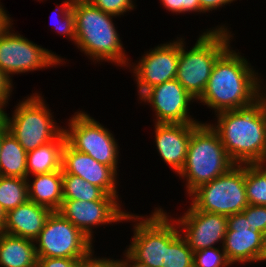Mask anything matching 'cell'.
Masks as SVG:
<instances>
[{"instance_id": "cell-29", "label": "cell", "mask_w": 266, "mask_h": 267, "mask_svg": "<svg viewBox=\"0 0 266 267\" xmlns=\"http://www.w3.org/2000/svg\"><path fill=\"white\" fill-rule=\"evenodd\" d=\"M60 6L62 7H59L60 9L58 8L55 11H57L58 13L60 11L62 15L59 18H61L62 20L57 21V26L54 25V28L58 31V33L66 35L69 39H71V41H74L75 43V15L72 11V5L69 0H65Z\"/></svg>"}, {"instance_id": "cell-19", "label": "cell", "mask_w": 266, "mask_h": 267, "mask_svg": "<svg viewBox=\"0 0 266 267\" xmlns=\"http://www.w3.org/2000/svg\"><path fill=\"white\" fill-rule=\"evenodd\" d=\"M51 212L50 209L28 200L6 213L2 232L34 241L44 228Z\"/></svg>"}, {"instance_id": "cell-16", "label": "cell", "mask_w": 266, "mask_h": 267, "mask_svg": "<svg viewBox=\"0 0 266 267\" xmlns=\"http://www.w3.org/2000/svg\"><path fill=\"white\" fill-rule=\"evenodd\" d=\"M262 241L263 233L250 231L242 212L227 216V231L222 247L231 264L260 261Z\"/></svg>"}, {"instance_id": "cell-38", "label": "cell", "mask_w": 266, "mask_h": 267, "mask_svg": "<svg viewBox=\"0 0 266 267\" xmlns=\"http://www.w3.org/2000/svg\"><path fill=\"white\" fill-rule=\"evenodd\" d=\"M12 21L9 17V14L6 13V10L0 4V36L3 32L11 25Z\"/></svg>"}, {"instance_id": "cell-33", "label": "cell", "mask_w": 266, "mask_h": 267, "mask_svg": "<svg viewBox=\"0 0 266 267\" xmlns=\"http://www.w3.org/2000/svg\"><path fill=\"white\" fill-rule=\"evenodd\" d=\"M82 259L38 258L36 267H81Z\"/></svg>"}, {"instance_id": "cell-6", "label": "cell", "mask_w": 266, "mask_h": 267, "mask_svg": "<svg viewBox=\"0 0 266 267\" xmlns=\"http://www.w3.org/2000/svg\"><path fill=\"white\" fill-rule=\"evenodd\" d=\"M192 205L200 211L230 216L248 205L245 190V164H235L227 172L195 189Z\"/></svg>"}, {"instance_id": "cell-14", "label": "cell", "mask_w": 266, "mask_h": 267, "mask_svg": "<svg viewBox=\"0 0 266 267\" xmlns=\"http://www.w3.org/2000/svg\"><path fill=\"white\" fill-rule=\"evenodd\" d=\"M139 99L154 108L155 123H200L188 115L189 103L195 98L176 79L150 88Z\"/></svg>"}, {"instance_id": "cell-30", "label": "cell", "mask_w": 266, "mask_h": 267, "mask_svg": "<svg viewBox=\"0 0 266 267\" xmlns=\"http://www.w3.org/2000/svg\"><path fill=\"white\" fill-rule=\"evenodd\" d=\"M242 213L247 218L250 231L261 233L266 231V206L248 205Z\"/></svg>"}, {"instance_id": "cell-18", "label": "cell", "mask_w": 266, "mask_h": 267, "mask_svg": "<svg viewBox=\"0 0 266 267\" xmlns=\"http://www.w3.org/2000/svg\"><path fill=\"white\" fill-rule=\"evenodd\" d=\"M199 123H155V143L158 154L175 173L185 165L192 130Z\"/></svg>"}, {"instance_id": "cell-20", "label": "cell", "mask_w": 266, "mask_h": 267, "mask_svg": "<svg viewBox=\"0 0 266 267\" xmlns=\"http://www.w3.org/2000/svg\"><path fill=\"white\" fill-rule=\"evenodd\" d=\"M28 183L29 201L44 206L51 211H59L63 203L62 171L33 175Z\"/></svg>"}, {"instance_id": "cell-27", "label": "cell", "mask_w": 266, "mask_h": 267, "mask_svg": "<svg viewBox=\"0 0 266 267\" xmlns=\"http://www.w3.org/2000/svg\"><path fill=\"white\" fill-rule=\"evenodd\" d=\"M245 190L249 205L266 206V174L256 164H245Z\"/></svg>"}, {"instance_id": "cell-28", "label": "cell", "mask_w": 266, "mask_h": 267, "mask_svg": "<svg viewBox=\"0 0 266 267\" xmlns=\"http://www.w3.org/2000/svg\"><path fill=\"white\" fill-rule=\"evenodd\" d=\"M232 264L227 260L222 247V252L218 248H204L194 252L193 267H228Z\"/></svg>"}, {"instance_id": "cell-15", "label": "cell", "mask_w": 266, "mask_h": 267, "mask_svg": "<svg viewBox=\"0 0 266 267\" xmlns=\"http://www.w3.org/2000/svg\"><path fill=\"white\" fill-rule=\"evenodd\" d=\"M174 221L179 229H183V237L193 252L214 247L218 242L223 246L227 216L200 211L191 204L187 212Z\"/></svg>"}, {"instance_id": "cell-4", "label": "cell", "mask_w": 266, "mask_h": 267, "mask_svg": "<svg viewBox=\"0 0 266 267\" xmlns=\"http://www.w3.org/2000/svg\"><path fill=\"white\" fill-rule=\"evenodd\" d=\"M231 37V32L222 25L199 35L189 51H185L183 39H179V60L175 79L195 101L203 94L215 61L231 46Z\"/></svg>"}, {"instance_id": "cell-39", "label": "cell", "mask_w": 266, "mask_h": 267, "mask_svg": "<svg viewBox=\"0 0 266 267\" xmlns=\"http://www.w3.org/2000/svg\"><path fill=\"white\" fill-rule=\"evenodd\" d=\"M8 102L0 100V132L8 130V114L4 111Z\"/></svg>"}, {"instance_id": "cell-25", "label": "cell", "mask_w": 266, "mask_h": 267, "mask_svg": "<svg viewBox=\"0 0 266 267\" xmlns=\"http://www.w3.org/2000/svg\"><path fill=\"white\" fill-rule=\"evenodd\" d=\"M28 200L27 179L0 175V205L6 213Z\"/></svg>"}, {"instance_id": "cell-5", "label": "cell", "mask_w": 266, "mask_h": 267, "mask_svg": "<svg viewBox=\"0 0 266 267\" xmlns=\"http://www.w3.org/2000/svg\"><path fill=\"white\" fill-rule=\"evenodd\" d=\"M234 165L218 132L210 123L200 122L192 130L185 165L179 175L186 178V191L190 195L199 186L221 176Z\"/></svg>"}, {"instance_id": "cell-8", "label": "cell", "mask_w": 266, "mask_h": 267, "mask_svg": "<svg viewBox=\"0 0 266 267\" xmlns=\"http://www.w3.org/2000/svg\"><path fill=\"white\" fill-rule=\"evenodd\" d=\"M70 118L69 127L67 130L64 128L66 142L97 162L110 166L117 173L119 150L110 130L82 111Z\"/></svg>"}, {"instance_id": "cell-44", "label": "cell", "mask_w": 266, "mask_h": 267, "mask_svg": "<svg viewBox=\"0 0 266 267\" xmlns=\"http://www.w3.org/2000/svg\"><path fill=\"white\" fill-rule=\"evenodd\" d=\"M2 149V132H0V154Z\"/></svg>"}, {"instance_id": "cell-35", "label": "cell", "mask_w": 266, "mask_h": 267, "mask_svg": "<svg viewBox=\"0 0 266 267\" xmlns=\"http://www.w3.org/2000/svg\"><path fill=\"white\" fill-rule=\"evenodd\" d=\"M12 79L3 71L0 70V100L9 101L12 92Z\"/></svg>"}, {"instance_id": "cell-3", "label": "cell", "mask_w": 266, "mask_h": 267, "mask_svg": "<svg viewBox=\"0 0 266 267\" xmlns=\"http://www.w3.org/2000/svg\"><path fill=\"white\" fill-rule=\"evenodd\" d=\"M75 15V45L94 61L107 60L128 66L125 50L116 31L112 17L92 3L72 5ZM124 50V51H123Z\"/></svg>"}, {"instance_id": "cell-45", "label": "cell", "mask_w": 266, "mask_h": 267, "mask_svg": "<svg viewBox=\"0 0 266 267\" xmlns=\"http://www.w3.org/2000/svg\"><path fill=\"white\" fill-rule=\"evenodd\" d=\"M262 98L266 101V94L262 93Z\"/></svg>"}, {"instance_id": "cell-42", "label": "cell", "mask_w": 266, "mask_h": 267, "mask_svg": "<svg viewBox=\"0 0 266 267\" xmlns=\"http://www.w3.org/2000/svg\"><path fill=\"white\" fill-rule=\"evenodd\" d=\"M93 0H69L71 5L79 4V3H91Z\"/></svg>"}, {"instance_id": "cell-32", "label": "cell", "mask_w": 266, "mask_h": 267, "mask_svg": "<svg viewBox=\"0 0 266 267\" xmlns=\"http://www.w3.org/2000/svg\"><path fill=\"white\" fill-rule=\"evenodd\" d=\"M162 5L171 12H202L199 0H160Z\"/></svg>"}, {"instance_id": "cell-7", "label": "cell", "mask_w": 266, "mask_h": 267, "mask_svg": "<svg viewBox=\"0 0 266 267\" xmlns=\"http://www.w3.org/2000/svg\"><path fill=\"white\" fill-rule=\"evenodd\" d=\"M12 118L8 117V131L26 152L58 138L64 128L58 127L42 96L33 93L17 104Z\"/></svg>"}, {"instance_id": "cell-10", "label": "cell", "mask_w": 266, "mask_h": 267, "mask_svg": "<svg viewBox=\"0 0 266 267\" xmlns=\"http://www.w3.org/2000/svg\"><path fill=\"white\" fill-rule=\"evenodd\" d=\"M152 213L143 219L127 212L124 221L132 219L138 223L134 225V236L126 251L140 263L162 267L167 249V213L162 208Z\"/></svg>"}, {"instance_id": "cell-41", "label": "cell", "mask_w": 266, "mask_h": 267, "mask_svg": "<svg viewBox=\"0 0 266 267\" xmlns=\"http://www.w3.org/2000/svg\"><path fill=\"white\" fill-rule=\"evenodd\" d=\"M6 222V212L2 209L0 205V232L3 231Z\"/></svg>"}, {"instance_id": "cell-43", "label": "cell", "mask_w": 266, "mask_h": 267, "mask_svg": "<svg viewBox=\"0 0 266 267\" xmlns=\"http://www.w3.org/2000/svg\"><path fill=\"white\" fill-rule=\"evenodd\" d=\"M266 161H263V162H259V163H256V165L266 174V167L264 165Z\"/></svg>"}, {"instance_id": "cell-37", "label": "cell", "mask_w": 266, "mask_h": 267, "mask_svg": "<svg viewBox=\"0 0 266 267\" xmlns=\"http://www.w3.org/2000/svg\"><path fill=\"white\" fill-rule=\"evenodd\" d=\"M124 256L126 257L125 260H118V267H151L149 265L138 262L127 251Z\"/></svg>"}, {"instance_id": "cell-36", "label": "cell", "mask_w": 266, "mask_h": 267, "mask_svg": "<svg viewBox=\"0 0 266 267\" xmlns=\"http://www.w3.org/2000/svg\"><path fill=\"white\" fill-rule=\"evenodd\" d=\"M233 1L235 0H199L202 13L207 11L209 12L214 9L216 10L217 8L227 5Z\"/></svg>"}, {"instance_id": "cell-11", "label": "cell", "mask_w": 266, "mask_h": 267, "mask_svg": "<svg viewBox=\"0 0 266 267\" xmlns=\"http://www.w3.org/2000/svg\"><path fill=\"white\" fill-rule=\"evenodd\" d=\"M12 24L0 36V70L9 77L62 64L58 55L29 41L18 33L10 32Z\"/></svg>"}, {"instance_id": "cell-2", "label": "cell", "mask_w": 266, "mask_h": 267, "mask_svg": "<svg viewBox=\"0 0 266 267\" xmlns=\"http://www.w3.org/2000/svg\"><path fill=\"white\" fill-rule=\"evenodd\" d=\"M221 142L235 164H256L266 161V101L216 114Z\"/></svg>"}, {"instance_id": "cell-34", "label": "cell", "mask_w": 266, "mask_h": 267, "mask_svg": "<svg viewBox=\"0 0 266 267\" xmlns=\"http://www.w3.org/2000/svg\"><path fill=\"white\" fill-rule=\"evenodd\" d=\"M93 250H91L84 258H82L81 267H118V260L110 258H93Z\"/></svg>"}, {"instance_id": "cell-13", "label": "cell", "mask_w": 266, "mask_h": 267, "mask_svg": "<svg viewBox=\"0 0 266 267\" xmlns=\"http://www.w3.org/2000/svg\"><path fill=\"white\" fill-rule=\"evenodd\" d=\"M144 54L133 72L139 98L150 88L176 78L179 60V39L156 46Z\"/></svg>"}, {"instance_id": "cell-24", "label": "cell", "mask_w": 266, "mask_h": 267, "mask_svg": "<svg viewBox=\"0 0 266 267\" xmlns=\"http://www.w3.org/2000/svg\"><path fill=\"white\" fill-rule=\"evenodd\" d=\"M171 219L167 215V249L162 267H193L194 252L182 236L183 231Z\"/></svg>"}, {"instance_id": "cell-9", "label": "cell", "mask_w": 266, "mask_h": 267, "mask_svg": "<svg viewBox=\"0 0 266 267\" xmlns=\"http://www.w3.org/2000/svg\"><path fill=\"white\" fill-rule=\"evenodd\" d=\"M92 242L59 211H52L34 240L38 258H84Z\"/></svg>"}, {"instance_id": "cell-21", "label": "cell", "mask_w": 266, "mask_h": 267, "mask_svg": "<svg viewBox=\"0 0 266 267\" xmlns=\"http://www.w3.org/2000/svg\"><path fill=\"white\" fill-rule=\"evenodd\" d=\"M33 240L0 232L1 267H36L38 257Z\"/></svg>"}, {"instance_id": "cell-17", "label": "cell", "mask_w": 266, "mask_h": 267, "mask_svg": "<svg viewBox=\"0 0 266 267\" xmlns=\"http://www.w3.org/2000/svg\"><path fill=\"white\" fill-rule=\"evenodd\" d=\"M62 174L79 176L118 199L117 173L110 166L99 163L86 153L72 148L67 142L62 152Z\"/></svg>"}, {"instance_id": "cell-31", "label": "cell", "mask_w": 266, "mask_h": 267, "mask_svg": "<svg viewBox=\"0 0 266 267\" xmlns=\"http://www.w3.org/2000/svg\"><path fill=\"white\" fill-rule=\"evenodd\" d=\"M91 3L103 12L114 16L123 15L135 7L132 0H93Z\"/></svg>"}, {"instance_id": "cell-22", "label": "cell", "mask_w": 266, "mask_h": 267, "mask_svg": "<svg viewBox=\"0 0 266 267\" xmlns=\"http://www.w3.org/2000/svg\"><path fill=\"white\" fill-rule=\"evenodd\" d=\"M66 142L64 132L54 140L27 152V179L33 175L62 171V152Z\"/></svg>"}, {"instance_id": "cell-40", "label": "cell", "mask_w": 266, "mask_h": 267, "mask_svg": "<svg viewBox=\"0 0 266 267\" xmlns=\"http://www.w3.org/2000/svg\"><path fill=\"white\" fill-rule=\"evenodd\" d=\"M260 261H266V231L263 233L262 250Z\"/></svg>"}, {"instance_id": "cell-1", "label": "cell", "mask_w": 266, "mask_h": 267, "mask_svg": "<svg viewBox=\"0 0 266 267\" xmlns=\"http://www.w3.org/2000/svg\"><path fill=\"white\" fill-rule=\"evenodd\" d=\"M230 48L215 61L207 86L198 99L214 109L215 114L250 107L262 98L260 76L244 56Z\"/></svg>"}, {"instance_id": "cell-26", "label": "cell", "mask_w": 266, "mask_h": 267, "mask_svg": "<svg viewBox=\"0 0 266 267\" xmlns=\"http://www.w3.org/2000/svg\"><path fill=\"white\" fill-rule=\"evenodd\" d=\"M63 199L93 201L100 200L106 193L96 185L79 176L62 174Z\"/></svg>"}, {"instance_id": "cell-12", "label": "cell", "mask_w": 266, "mask_h": 267, "mask_svg": "<svg viewBox=\"0 0 266 267\" xmlns=\"http://www.w3.org/2000/svg\"><path fill=\"white\" fill-rule=\"evenodd\" d=\"M117 202L115 196L108 194L93 201L63 199L59 212L92 241L93 226L124 221L127 213Z\"/></svg>"}, {"instance_id": "cell-23", "label": "cell", "mask_w": 266, "mask_h": 267, "mask_svg": "<svg viewBox=\"0 0 266 267\" xmlns=\"http://www.w3.org/2000/svg\"><path fill=\"white\" fill-rule=\"evenodd\" d=\"M27 152L13 134L2 131V149L0 154V175L27 179Z\"/></svg>"}]
</instances>
